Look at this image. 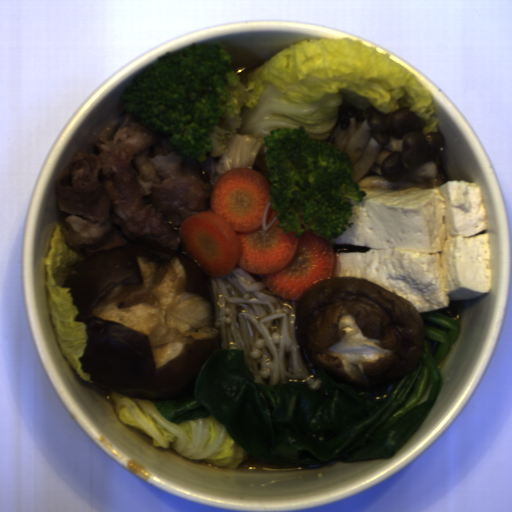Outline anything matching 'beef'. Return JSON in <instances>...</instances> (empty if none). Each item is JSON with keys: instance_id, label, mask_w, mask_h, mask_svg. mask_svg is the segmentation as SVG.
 Returning <instances> with one entry per match:
<instances>
[{"instance_id": "33117281", "label": "beef", "mask_w": 512, "mask_h": 512, "mask_svg": "<svg viewBox=\"0 0 512 512\" xmlns=\"http://www.w3.org/2000/svg\"><path fill=\"white\" fill-rule=\"evenodd\" d=\"M171 134L142 126L126 111L110 121L93 142L97 153H75L55 181L57 224L65 242L83 259L152 241L180 250V227L195 213L209 211L214 188L212 162L182 159Z\"/></svg>"}]
</instances>
